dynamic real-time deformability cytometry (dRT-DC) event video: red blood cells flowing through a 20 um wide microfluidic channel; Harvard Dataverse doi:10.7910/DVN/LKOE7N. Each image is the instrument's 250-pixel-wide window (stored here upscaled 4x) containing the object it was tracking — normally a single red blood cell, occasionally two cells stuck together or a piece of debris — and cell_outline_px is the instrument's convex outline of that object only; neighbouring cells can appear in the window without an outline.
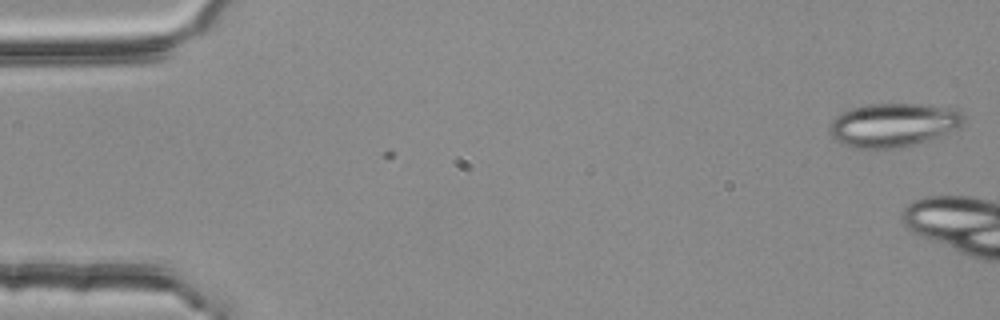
{"species": "common noctule bat (a hibernating species)", "species_latin": "Nyctalus noctula", "temperature_condition": "room temperature", "stored_images_in_passage": 2, "camera_frame_rate_fps": 3000, "um_per_image_px": 0.085, "animal": {"sex": "female", "body_mass_g": 25.1}, "frame": {"image": 1, "passage_image": 2, "time_ms": 0.333, "image_size_px": [1000, 320], "cell_outline_px": [[964, 120], [956, 128], [936, 136], [900, 148], [856, 148], [840, 144], [832, 136], [828, 128], [832, 120], [840, 112], [852, 108], [868, 104], [916, 104], [956, 108], [964, 116]], "centroid_in_image_um": [75.85, 10.61], "position_along_channel_um": 9.1, "area_um2": 33.76}}